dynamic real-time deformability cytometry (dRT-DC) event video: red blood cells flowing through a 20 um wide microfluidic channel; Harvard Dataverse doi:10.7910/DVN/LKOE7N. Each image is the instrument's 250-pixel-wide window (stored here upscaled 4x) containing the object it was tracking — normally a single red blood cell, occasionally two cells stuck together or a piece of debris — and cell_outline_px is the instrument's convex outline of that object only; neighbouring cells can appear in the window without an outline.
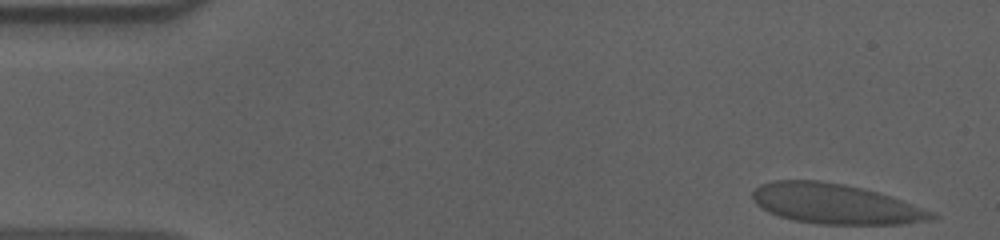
{"species": "human", "species_latin": "Homo sapiens", "temperature_condition": "cold", "stored_images_in_passage": 45, "camera_frame_rate_fps": 3000, "um_per_image_px": 0.085, "donor": {"sex": "male"}, "frame": {"image": 1, "passage_image": 1, "time_ms": 0.0, "image_size_px": [1000, 240], "cell_outline_px": [[940, 216], [928, 220], [900, 224], [820, 224], [792, 220], [768, 212], [760, 208], [752, 200], [752, 192], [760, 184], [772, 180], [820, 180], [844, 184], [892, 196], [936, 212]], "centroid_in_image_um": [70.99, 17.33], "position_along_channel_um": 14.0, "area_um2": 42.02}}
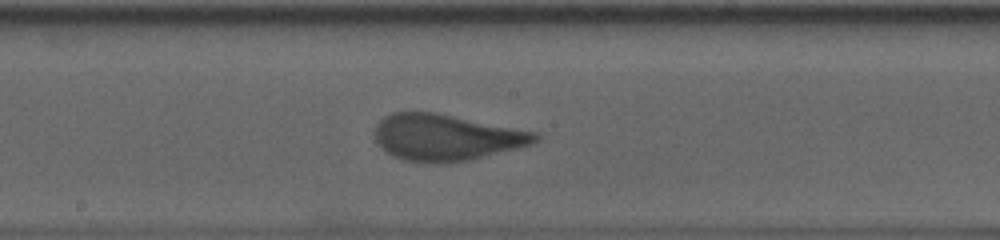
{"frame": {"image": 2, "passage_image": 27, "time_ms": 8.667, "image_size_px": [1000, 240], "cell_outline_px": [[540, 140], [532, 144], [520, 148], [472, 160], [444, 164], [436, 164], [404, 160], [388, 152], [376, 140], [376, 128], [380, 120], [384, 116], [392, 112], [436, 112], [536, 132], [540, 136]], "centroid_in_image_um": [37.99, 11.69], "position_along_channel_um": 210.2, "area_um2": 43.47}}
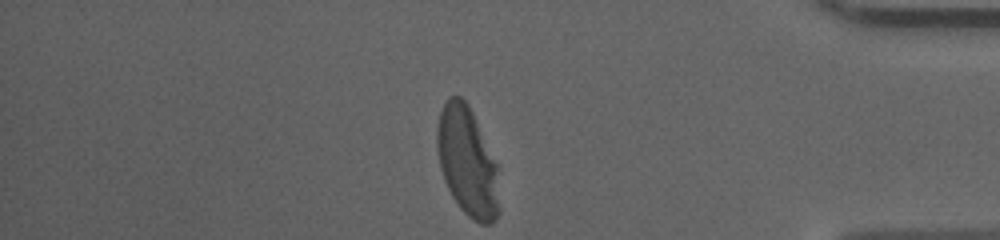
{"frame": {"image": 3, "passage_image": 45, "time_ms": 14.667, "image_size_px": [1000, 240], "cell_outline_px": [[500, 208], [496, 220], [492, 224], [480, 224], [472, 220], [460, 208], [452, 196], [444, 180], [440, 168], [436, 144], [436, 132], [440, 112], [448, 96], [460, 96], [468, 104], [472, 112], [496, 164]], "centroid_in_image_um": [39.71, 13.78], "position_along_channel_um": 395.5, "area_um2": 39.42}, "authors_computed_cell_mechanics": {"area_um2": 42.5408, "velocity_mm_per_s": 3.6024, "shape_relaxation_time_tau1_ms": 6.3848, "shape_relaxation_time_tau2_ms": null, "deformation_change_tau1": 0.1986, "deformation_change_tau2": null}}